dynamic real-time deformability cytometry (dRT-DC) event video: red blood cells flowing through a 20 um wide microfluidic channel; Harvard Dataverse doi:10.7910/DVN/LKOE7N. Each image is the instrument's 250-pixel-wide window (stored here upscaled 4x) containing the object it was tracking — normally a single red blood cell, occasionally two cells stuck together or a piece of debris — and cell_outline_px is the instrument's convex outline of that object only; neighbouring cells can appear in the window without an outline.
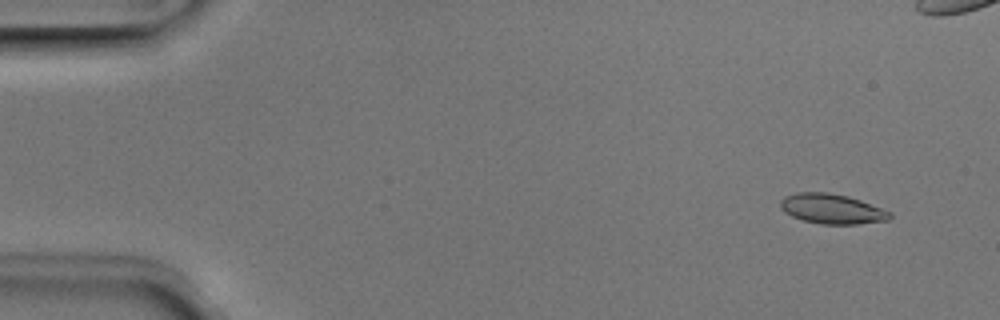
{"species": "Egyptian fruit bat (a non-hibernating species)", "species_latin": "Rousettus aegyptiacus", "temperature_condition": "room temperature", "stored_images_in_passage": 52, "camera_frame_rate_fps": 3000, "um_per_image_px": 0.085, "animal": {"sex": "male"}, "frame": {"image": 1, "passage_image": 4, "time_ms": 1.0, "image_size_px": [1000, 320], "cell_outline_px": [[892, 216], [888, 220], [856, 224], [820, 224], [804, 220], [792, 216], [784, 212], [780, 208], [780, 200], [784, 196], [796, 192], [828, 192], [848, 196], [860, 200], [892, 212]], "centroid_in_image_um": [70.69, 17.74], "position_along_channel_um": 14.3, "area_um2": 19.13}}
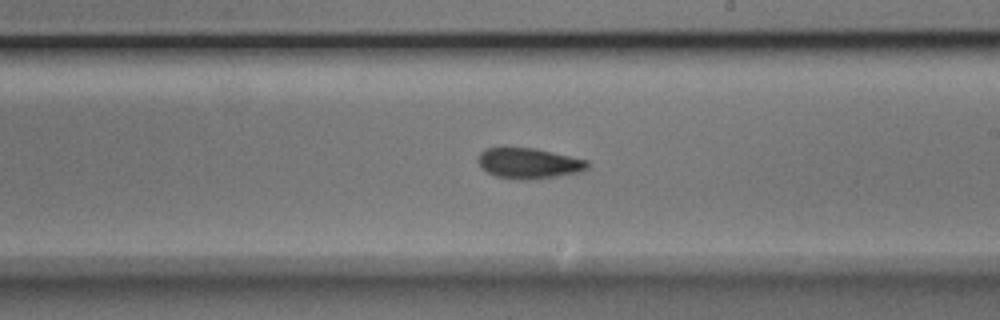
{"frame": {"image": 2, "passage_image": 30, "time_ms": 9.667, "image_size_px": [1000, 320], "cell_outline_px": [[588, 168], [580, 172], [556, 176], [528, 180], [520, 180], [496, 176], [480, 168], [476, 160], [480, 152], [484, 148], [536, 148], [588, 160]], "centroid_in_image_um": [44.92, 13.88], "position_along_channel_um": 244.1, "area_um2": 19.59}}
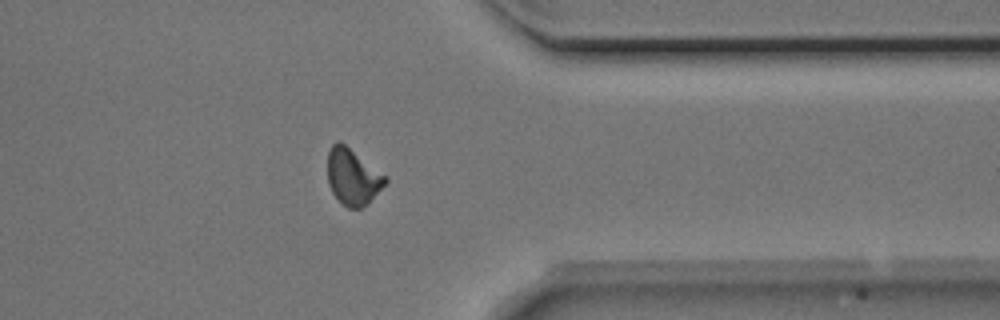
{"frame": {"image": 3, "passage_image": 41, "time_ms": 13.333, "image_size_px": [1000, 320], "cell_outline_px": [[388, 180], [368, 204], [360, 208], [348, 208], [332, 192], [328, 184], [328, 152], [332, 144], [336, 140], [340, 140], [388, 176]], "centroid_in_image_um": [30.0, 14.99], "position_along_channel_um": 381.4, "area_um2": 19.02}, "authors_computed_cell_mechanics": {"area_um2": 18.9006, "velocity_mm_per_s": 3.973, "shape_relaxation_time_tau1_ms": 2.6815, "shape_relaxation_time_tau2_ms": 2.6345, "deformation_change_tau1": 0.1278, "deformation_change_tau2": 0.0939}}